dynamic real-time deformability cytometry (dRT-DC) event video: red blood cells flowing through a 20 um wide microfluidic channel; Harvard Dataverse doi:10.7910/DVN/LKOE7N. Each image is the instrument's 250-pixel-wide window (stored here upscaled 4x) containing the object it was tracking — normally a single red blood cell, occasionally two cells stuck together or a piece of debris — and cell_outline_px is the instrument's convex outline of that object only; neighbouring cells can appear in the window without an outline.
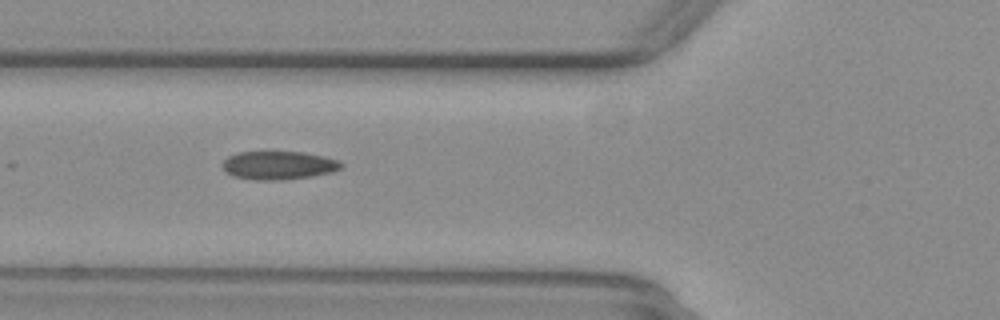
{"species": "common noctule bat (a hibernating species)", "species_latin": "Nyctalus noctula", "temperature_condition": "warm", "stored_images_in_passage": 10, "camera_frame_rate_fps": 3000, "um_per_image_px": 0.085, "animal": {"sex": "female", "body_mass_g": 29.2, "forearm_length_mm": 56.3}, "frame": {"image": 1, "passage_image": 4, "time_ms": 1.0, "image_size_px": [1000, 320], "cell_outline_px": [[344, 164], [340, 168], [332, 172], [312, 176], [280, 180], [256, 180], [232, 176], [224, 168], [224, 160], [228, 156], [236, 152], [304, 152], [324, 156], [340, 160]], "centroid_in_image_um": [23.71, 14.04], "position_along_channel_um": 102.1, "area_um2": 19.59}}
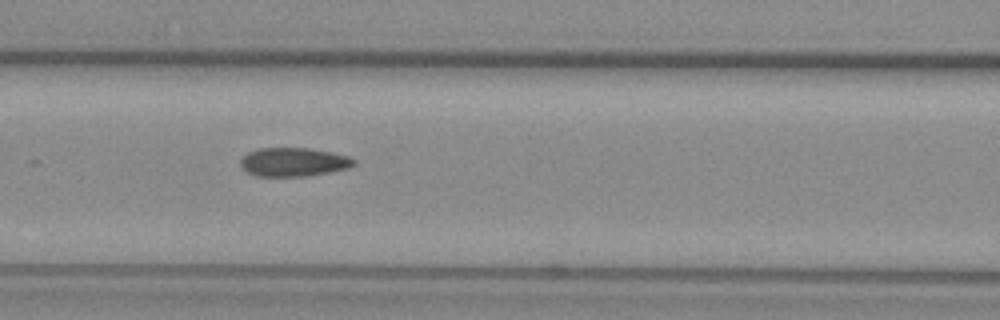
{"frame": {"image": 2, "passage_image": 7, "time_ms": 2.0, "image_size_px": [1000, 320], "cell_outline_px": [[356, 164], [348, 168], [332, 172], [308, 176], [256, 176], [248, 172], [240, 164], [240, 160], [248, 152], [256, 148], [308, 148], [332, 152], [348, 156], [356, 160]], "centroid_in_image_um": [24.98, 13.77], "position_along_channel_um": 141.6, "area_um2": 19.07}}